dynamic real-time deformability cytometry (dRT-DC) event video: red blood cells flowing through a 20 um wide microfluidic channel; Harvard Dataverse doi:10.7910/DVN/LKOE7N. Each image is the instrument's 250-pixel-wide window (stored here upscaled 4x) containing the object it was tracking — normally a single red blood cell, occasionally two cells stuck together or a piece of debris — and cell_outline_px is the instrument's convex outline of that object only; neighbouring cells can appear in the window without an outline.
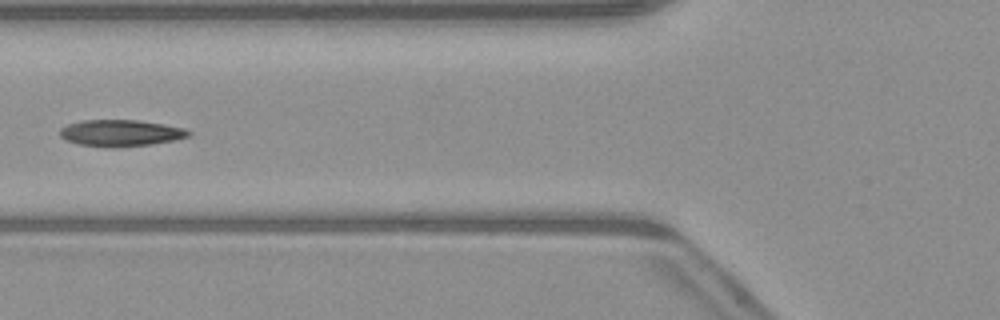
{"species": "common noctule bat (a hibernating species)", "species_latin": "Nyctalus noctula", "temperature_condition": "warm", "stored_images_in_passage": 6, "camera_frame_rate_fps": 3000, "um_per_image_px": 0.085, "animal": {"sex": "male", "body_mass_g": 23.1, "forearm_length_mm": 52.7}, "frame": {"image": 1, "passage_image": 6, "time_ms": 6.0, "image_size_px": [1000, 320], "cell_outline_px": [[192, 136], [176, 140], [152, 144], [116, 148], [108, 148], [80, 144], [68, 140], [60, 136], [60, 128], [68, 124], [84, 120], [140, 120], [164, 124], [184, 128], [192, 132]], "centroid_in_image_um": [10.32, 11.31], "position_along_channel_um": 115.5, "area_um2": 20.11}}